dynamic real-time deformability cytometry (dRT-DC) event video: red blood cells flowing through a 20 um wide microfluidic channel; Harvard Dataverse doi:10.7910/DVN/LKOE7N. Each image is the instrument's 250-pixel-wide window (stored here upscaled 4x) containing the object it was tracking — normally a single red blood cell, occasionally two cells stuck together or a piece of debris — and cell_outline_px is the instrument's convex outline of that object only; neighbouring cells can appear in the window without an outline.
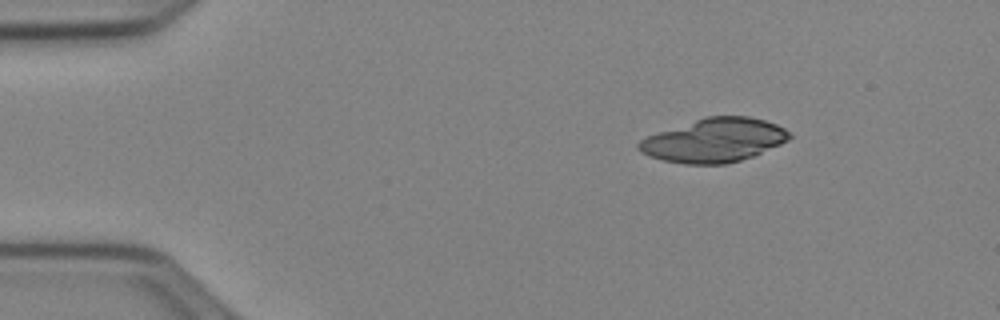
{"species": "Egyptian fruit bat (a non-hibernating species)", "species_latin": "Rousettus aegyptiacus", "temperature_condition": "cold", "stored_images_in_passage": 8, "camera_frame_rate_fps": 3000, "um_per_image_px": 0.085, "animal": {"sex": "female"}, "frame": {"image": 1, "passage_image": 1, "time_ms": 0.0, "image_size_px": [1000, 320], "cell_outline_px": [[792, 136], [788, 140], [780, 144], [752, 156], [740, 160], [724, 164], [684, 164], [664, 160], [648, 156], [640, 152], [636, 148], [636, 144], [640, 140], [648, 136], [708, 116], [748, 116], [764, 120], [776, 124], [784, 128]], "centroid_in_image_um": [60.7, 11.93], "position_along_channel_um": 24.3, "area_um2": 37.92}}